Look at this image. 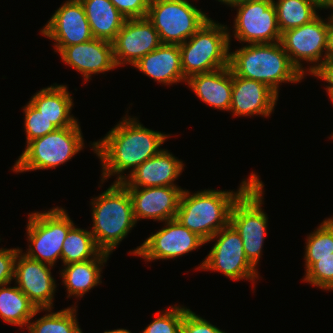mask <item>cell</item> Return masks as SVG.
Wrapping results in <instances>:
<instances>
[{
  "mask_svg": "<svg viewBox=\"0 0 333 333\" xmlns=\"http://www.w3.org/2000/svg\"><path fill=\"white\" fill-rule=\"evenodd\" d=\"M124 116L103 138L90 143L101 161V184L114 175H117L114 182H122L139 165L158 154L171 137L143 126L136 116ZM127 170L130 171L125 174Z\"/></svg>",
  "mask_w": 333,
  "mask_h": 333,
  "instance_id": "1",
  "label": "cell"
},
{
  "mask_svg": "<svg viewBox=\"0 0 333 333\" xmlns=\"http://www.w3.org/2000/svg\"><path fill=\"white\" fill-rule=\"evenodd\" d=\"M259 178L254 172L243 179L237 191L183 190L175 219L205 242L230 223L233 204Z\"/></svg>",
  "mask_w": 333,
  "mask_h": 333,
  "instance_id": "2",
  "label": "cell"
},
{
  "mask_svg": "<svg viewBox=\"0 0 333 333\" xmlns=\"http://www.w3.org/2000/svg\"><path fill=\"white\" fill-rule=\"evenodd\" d=\"M229 68L236 76L266 84L278 95L282 83H299L305 78L291 63L280 41L246 44L230 51Z\"/></svg>",
  "mask_w": 333,
  "mask_h": 333,
  "instance_id": "3",
  "label": "cell"
},
{
  "mask_svg": "<svg viewBox=\"0 0 333 333\" xmlns=\"http://www.w3.org/2000/svg\"><path fill=\"white\" fill-rule=\"evenodd\" d=\"M90 203L93 222L90 232L97 247L111 255L136 226L131 197L120 182H113Z\"/></svg>",
  "mask_w": 333,
  "mask_h": 333,
  "instance_id": "4",
  "label": "cell"
},
{
  "mask_svg": "<svg viewBox=\"0 0 333 333\" xmlns=\"http://www.w3.org/2000/svg\"><path fill=\"white\" fill-rule=\"evenodd\" d=\"M228 28L210 18L179 45L182 72L186 79L229 66L232 35Z\"/></svg>",
  "mask_w": 333,
  "mask_h": 333,
  "instance_id": "5",
  "label": "cell"
},
{
  "mask_svg": "<svg viewBox=\"0 0 333 333\" xmlns=\"http://www.w3.org/2000/svg\"><path fill=\"white\" fill-rule=\"evenodd\" d=\"M80 123L57 128L55 131L30 141L11 168L15 173L56 168L83 150Z\"/></svg>",
  "mask_w": 333,
  "mask_h": 333,
  "instance_id": "6",
  "label": "cell"
},
{
  "mask_svg": "<svg viewBox=\"0 0 333 333\" xmlns=\"http://www.w3.org/2000/svg\"><path fill=\"white\" fill-rule=\"evenodd\" d=\"M264 183L258 178L233 204L230 224L239 233L244 253L257 269L267 234L268 217L262 209Z\"/></svg>",
  "mask_w": 333,
  "mask_h": 333,
  "instance_id": "7",
  "label": "cell"
},
{
  "mask_svg": "<svg viewBox=\"0 0 333 333\" xmlns=\"http://www.w3.org/2000/svg\"><path fill=\"white\" fill-rule=\"evenodd\" d=\"M28 215L26 234L29 246L24 253L54 267L57 259L61 260L63 242L74 222L62 207Z\"/></svg>",
  "mask_w": 333,
  "mask_h": 333,
  "instance_id": "8",
  "label": "cell"
},
{
  "mask_svg": "<svg viewBox=\"0 0 333 333\" xmlns=\"http://www.w3.org/2000/svg\"><path fill=\"white\" fill-rule=\"evenodd\" d=\"M147 19L162 44L181 45L210 19L189 0H150Z\"/></svg>",
  "mask_w": 333,
  "mask_h": 333,
  "instance_id": "9",
  "label": "cell"
},
{
  "mask_svg": "<svg viewBox=\"0 0 333 333\" xmlns=\"http://www.w3.org/2000/svg\"><path fill=\"white\" fill-rule=\"evenodd\" d=\"M211 241H215V244L196 268L197 270L221 272L234 281L244 279L250 280L252 284L256 282L255 279H259L258 270L245 256L239 233L230 223L215 233L205 244Z\"/></svg>",
  "mask_w": 333,
  "mask_h": 333,
  "instance_id": "10",
  "label": "cell"
},
{
  "mask_svg": "<svg viewBox=\"0 0 333 333\" xmlns=\"http://www.w3.org/2000/svg\"><path fill=\"white\" fill-rule=\"evenodd\" d=\"M228 6L237 10L232 35L239 43L269 44L280 41L281 32L273 0H240L230 2Z\"/></svg>",
  "mask_w": 333,
  "mask_h": 333,
  "instance_id": "11",
  "label": "cell"
},
{
  "mask_svg": "<svg viewBox=\"0 0 333 333\" xmlns=\"http://www.w3.org/2000/svg\"><path fill=\"white\" fill-rule=\"evenodd\" d=\"M280 42L299 72L312 74L327 58V18L318 15L307 24L282 32ZM303 61L312 65L305 68Z\"/></svg>",
  "mask_w": 333,
  "mask_h": 333,
  "instance_id": "12",
  "label": "cell"
},
{
  "mask_svg": "<svg viewBox=\"0 0 333 333\" xmlns=\"http://www.w3.org/2000/svg\"><path fill=\"white\" fill-rule=\"evenodd\" d=\"M164 226L129 253L145 261L175 259L205 244L196 233L181 225L176 219L164 221Z\"/></svg>",
  "mask_w": 333,
  "mask_h": 333,
  "instance_id": "13",
  "label": "cell"
},
{
  "mask_svg": "<svg viewBox=\"0 0 333 333\" xmlns=\"http://www.w3.org/2000/svg\"><path fill=\"white\" fill-rule=\"evenodd\" d=\"M113 56L118 68L133 65L143 56L157 49L162 43L158 31L145 18L126 19L112 42Z\"/></svg>",
  "mask_w": 333,
  "mask_h": 333,
  "instance_id": "14",
  "label": "cell"
},
{
  "mask_svg": "<svg viewBox=\"0 0 333 333\" xmlns=\"http://www.w3.org/2000/svg\"><path fill=\"white\" fill-rule=\"evenodd\" d=\"M51 268L53 266L27 257L22 249L15 260V285L30 299L37 309H53L57 290Z\"/></svg>",
  "mask_w": 333,
  "mask_h": 333,
  "instance_id": "15",
  "label": "cell"
},
{
  "mask_svg": "<svg viewBox=\"0 0 333 333\" xmlns=\"http://www.w3.org/2000/svg\"><path fill=\"white\" fill-rule=\"evenodd\" d=\"M40 33L55 41L54 48H65L94 38L80 0L64 1Z\"/></svg>",
  "mask_w": 333,
  "mask_h": 333,
  "instance_id": "16",
  "label": "cell"
},
{
  "mask_svg": "<svg viewBox=\"0 0 333 333\" xmlns=\"http://www.w3.org/2000/svg\"><path fill=\"white\" fill-rule=\"evenodd\" d=\"M132 200L136 222L141 219H175L183 189L179 186L125 187Z\"/></svg>",
  "mask_w": 333,
  "mask_h": 333,
  "instance_id": "17",
  "label": "cell"
},
{
  "mask_svg": "<svg viewBox=\"0 0 333 333\" xmlns=\"http://www.w3.org/2000/svg\"><path fill=\"white\" fill-rule=\"evenodd\" d=\"M61 60L81 73L84 82L89 81L92 75L108 72L117 68L113 56V44L106 40L93 38L90 41L55 48Z\"/></svg>",
  "mask_w": 333,
  "mask_h": 333,
  "instance_id": "18",
  "label": "cell"
},
{
  "mask_svg": "<svg viewBox=\"0 0 333 333\" xmlns=\"http://www.w3.org/2000/svg\"><path fill=\"white\" fill-rule=\"evenodd\" d=\"M232 87L229 112L233 116H271L279 96L269 86L232 73Z\"/></svg>",
  "mask_w": 333,
  "mask_h": 333,
  "instance_id": "19",
  "label": "cell"
},
{
  "mask_svg": "<svg viewBox=\"0 0 333 333\" xmlns=\"http://www.w3.org/2000/svg\"><path fill=\"white\" fill-rule=\"evenodd\" d=\"M184 171V163L167 149L147 159L122 182L124 187L177 186L175 180Z\"/></svg>",
  "mask_w": 333,
  "mask_h": 333,
  "instance_id": "20",
  "label": "cell"
},
{
  "mask_svg": "<svg viewBox=\"0 0 333 333\" xmlns=\"http://www.w3.org/2000/svg\"><path fill=\"white\" fill-rule=\"evenodd\" d=\"M133 66L154 81L166 86L184 83L187 80L182 72L179 45L161 44Z\"/></svg>",
  "mask_w": 333,
  "mask_h": 333,
  "instance_id": "21",
  "label": "cell"
},
{
  "mask_svg": "<svg viewBox=\"0 0 333 333\" xmlns=\"http://www.w3.org/2000/svg\"><path fill=\"white\" fill-rule=\"evenodd\" d=\"M186 83L202 102L220 111H230L233 87L229 66L193 75Z\"/></svg>",
  "mask_w": 333,
  "mask_h": 333,
  "instance_id": "22",
  "label": "cell"
},
{
  "mask_svg": "<svg viewBox=\"0 0 333 333\" xmlns=\"http://www.w3.org/2000/svg\"><path fill=\"white\" fill-rule=\"evenodd\" d=\"M71 95L67 86L54 83L36 92L29 102L56 128H65L78 122L71 114L74 105Z\"/></svg>",
  "mask_w": 333,
  "mask_h": 333,
  "instance_id": "23",
  "label": "cell"
},
{
  "mask_svg": "<svg viewBox=\"0 0 333 333\" xmlns=\"http://www.w3.org/2000/svg\"><path fill=\"white\" fill-rule=\"evenodd\" d=\"M109 256V253L101 251L94 259L62 265L64 267L59 274L66 288L67 298H83L92 288L102 284L101 273Z\"/></svg>",
  "mask_w": 333,
  "mask_h": 333,
  "instance_id": "24",
  "label": "cell"
},
{
  "mask_svg": "<svg viewBox=\"0 0 333 333\" xmlns=\"http://www.w3.org/2000/svg\"><path fill=\"white\" fill-rule=\"evenodd\" d=\"M94 38L113 42L126 18L110 0H80Z\"/></svg>",
  "mask_w": 333,
  "mask_h": 333,
  "instance_id": "25",
  "label": "cell"
},
{
  "mask_svg": "<svg viewBox=\"0 0 333 333\" xmlns=\"http://www.w3.org/2000/svg\"><path fill=\"white\" fill-rule=\"evenodd\" d=\"M8 285L0 286V317L8 324L28 327L29 321L44 309H37L17 286Z\"/></svg>",
  "mask_w": 333,
  "mask_h": 333,
  "instance_id": "26",
  "label": "cell"
},
{
  "mask_svg": "<svg viewBox=\"0 0 333 333\" xmlns=\"http://www.w3.org/2000/svg\"><path fill=\"white\" fill-rule=\"evenodd\" d=\"M100 252L92 233L74 224L63 242L61 260L63 265L82 262L94 259Z\"/></svg>",
  "mask_w": 333,
  "mask_h": 333,
  "instance_id": "27",
  "label": "cell"
},
{
  "mask_svg": "<svg viewBox=\"0 0 333 333\" xmlns=\"http://www.w3.org/2000/svg\"><path fill=\"white\" fill-rule=\"evenodd\" d=\"M76 307L70 306L56 312H53V309H44L48 313L36 321L31 319L26 328L29 333H81Z\"/></svg>",
  "mask_w": 333,
  "mask_h": 333,
  "instance_id": "28",
  "label": "cell"
},
{
  "mask_svg": "<svg viewBox=\"0 0 333 333\" xmlns=\"http://www.w3.org/2000/svg\"><path fill=\"white\" fill-rule=\"evenodd\" d=\"M280 32L300 27L318 16V7L307 0H273Z\"/></svg>",
  "mask_w": 333,
  "mask_h": 333,
  "instance_id": "29",
  "label": "cell"
},
{
  "mask_svg": "<svg viewBox=\"0 0 333 333\" xmlns=\"http://www.w3.org/2000/svg\"><path fill=\"white\" fill-rule=\"evenodd\" d=\"M305 274L302 281L319 289L333 290V256L325 258H304Z\"/></svg>",
  "mask_w": 333,
  "mask_h": 333,
  "instance_id": "30",
  "label": "cell"
},
{
  "mask_svg": "<svg viewBox=\"0 0 333 333\" xmlns=\"http://www.w3.org/2000/svg\"><path fill=\"white\" fill-rule=\"evenodd\" d=\"M304 258L333 256V227L325 219L307 235Z\"/></svg>",
  "mask_w": 333,
  "mask_h": 333,
  "instance_id": "31",
  "label": "cell"
},
{
  "mask_svg": "<svg viewBox=\"0 0 333 333\" xmlns=\"http://www.w3.org/2000/svg\"><path fill=\"white\" fill-rule=\"evenodd\" d=\"M188 309L186 306L174 305L158 311L156 319L152 320L141 333H180L184 314Z\"/></svg>",
  "mask_w": 333,
  "mask_h": 333,
  "instance_id": "32",
  "label": "cell"
},
{
  "mask_svg": "<svg viewBox=\"0 0 333 333\" xmlns=\"http://www.w3.org/2000/svg\"><path fill=\"white\" fill-rule=\"evenodd\" d=\"M24 131L26 133V145L37 138L55 131L57 128L42 115L29 101L23 107Z\"/></svg>",
  "mask_w": 333,
  "mask_h": 333,
  "instance_id": "33",
  "label": "cell"
},
{
  "mask_svg": "<svg viewBox=\"0 0 333 333\" xmlns=\"http://www.w3.org/2000/svg\"><path fill=\"white\" fill-rule=\"evenodd\" d=\"M180 333H226L206 319L188 309L181 324Z\"/></svg>",
  "mask_w": 333,
  "mask_h": 333,
  "instance_id": "34",
  "label": "cell"
},
{
  "mask_svg": "<svg viewBox=\"0 0 333 333\" xmlns=\"http://www.w3.org/2000/svg\"><path fill=\"white\" fill-rule=\"evenodd\" d=\"M126 19L145 18L150 0H110Z\"/></svg>",
  "mask_w": 333,
  "mask_h": 333,
  "instance_id": "35",
  "label": "cell"
},
{
  "mask_svg": "<svg viewBox=\"0 0 333 333\" xmlns=\"http://www.w3.org/2000/svg\"><path fill=\"white\" fill-rule=\"evenodd\" d=\"M21 248H0V286L14 281L15 260Z\"/></svg>",
  "mask_w": 333,
  "mask_h": 333,
  "instance_id": "36",
  "label": "cell"
},
{
  "mask_svg": "<svg viewBox=\"0 0 333 333\" xmlns=\"http://www.w3.org/2000/svg\"><path fill=\"white\" fill-rule=\"evenodd\" d=\"M312 75L328 83L326 92L330 97L333 94V58H326Z\"/></svg>",
  "mask_w": 333,
  "mask_h": 333,
  "instance_id": "37",
  "label": "cell"
},
{
  "mask_svg": "<svg viewBox=\"0 0 333 333\" xmlns=\"http://www.w3.org/2000/svg\"><path fill=\"white\" fill-rule=\"evenodd\" d=\"M327 58H333V17H327Z\"/></svg>",
  "mask_w": 333,
  "mask_h": 333,
  "instance_id": "38",
  "label": "cell"
},
{
  "mask_svg": "<svg viewBox=\"0 0 333 333\" xmlns=\"http://www.w3.org/2000/svg\"><path fill=\"white\" fill-rule=\"evenodd\" d=\"M307 1L317 6L319 10H322L326 6L328 0H307Z\"/></svg>",
  "mask_w": 333,
  "mask_h": 333,
  "instance_id": "39",
  "label": "cell"
},
{
  "mask_svg": "<svg viewBox=\"0 0 333 333\" xmlns=\"http://www.w3.org/2000/svg\"><path fill=\"white\" fill-rule=\"evenodd\" d=\"M103 333H132V332L124 328H118L114 330H107L104 331Z\"/></svg>",
  "mask_w": 333,
  "mask_h": 333,
  "instance_id": "40",
  "label": "cell"
},
{
  "mask_svg": "<svg viewBox=\"0 0 333 333\" xmlns=\"http://www.w3.org/2000/svg\"><path fill=\"white\" fill-rule=\"evenodd\" d=\"M325 9H333V0H328L327 1V4H326V6L324 7V10ZM332 12H331V15L329 14V17H333V10H331Z\"/></svg>",
  "mask_w": 333,
  "mask_h": 333,
  "instance_id": "41",
  "label": "cell"
},
{
  "mask_svg": "<svg viewBox=\"0 0 333 333\" xmlns=\"http://www.w3.org/2000/svg\"><path fill=\"white\" fill-rule=\"evenodd\" d=\"M220 3H223L224 5H229V3L231 2V0H217Z\"/></svg>",
  "mask_w": 333,
  "mask_h": 333,
  "instance_id": "42",
  "label": "cell"
},
{
  "mask_svg": "<svg viewBox=\"0 0 333 333\" xmlns=\"http://www.w3.org/2000/svg\"><path fill=\"white\" fill-rule=\"evenodd\" d=\"M328 223L333 227V216L326 219Z\"/></svg>",
  "mask_w": 333,
  "mask_h": 333,
  "instance_id": "43",
  "label": "cell"
},
{
  "mask_svg": "<svg viewBox=\"0 0 333 333\" xmlns=\"http://www.w3.org/2000/svg\"><path fill=\"white\" fill-rule=\"evenodd\" d=\"M329 99L331 100V102L333 104V94L329 97Z\"/></svg>",
  "mask_w": 333,
  "mask_h": 333,
  "instance_id": "44",
  "label": "cell"
}]
</instances>
